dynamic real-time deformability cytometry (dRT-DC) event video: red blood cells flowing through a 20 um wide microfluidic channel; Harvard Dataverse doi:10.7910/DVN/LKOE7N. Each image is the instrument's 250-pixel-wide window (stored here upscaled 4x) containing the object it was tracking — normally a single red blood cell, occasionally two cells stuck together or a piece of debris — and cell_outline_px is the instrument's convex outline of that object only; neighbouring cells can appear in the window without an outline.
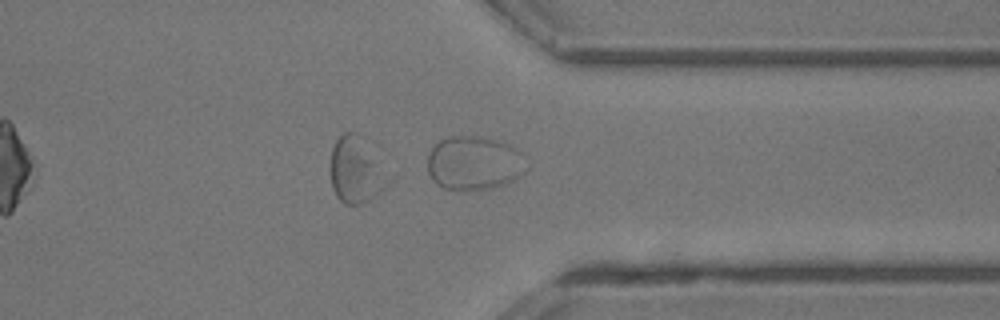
{"species": "common noctule bat (a hibernating species)", "species_latin": "Nyctalus noctula", "temperature_condition": "room temperature", "stored_images_in_passage": 29, "camera_frame_rate_fps": 3000, "um_per_image_px": 0.085, "animal": {"sex": "male", "body_mass_g": 13.3}, "frame": {"image": 1, "passage_image": 21, "time_ms": 6.667, "image_size_px": [1000, 320], "cell_outline_px": [[528, 168], [520, 176], [508, 184], [492, 188], [444, 188], [436, 184], [432, 180], [428, 172], [428, 152], [440, 140], [448, 136], [480, 136], [512, 144], [520, 152]], "centroid_in_image_um": [40.32, 13.83], "position_along_channel_um": 371.1, "area_um2": 31.1}}